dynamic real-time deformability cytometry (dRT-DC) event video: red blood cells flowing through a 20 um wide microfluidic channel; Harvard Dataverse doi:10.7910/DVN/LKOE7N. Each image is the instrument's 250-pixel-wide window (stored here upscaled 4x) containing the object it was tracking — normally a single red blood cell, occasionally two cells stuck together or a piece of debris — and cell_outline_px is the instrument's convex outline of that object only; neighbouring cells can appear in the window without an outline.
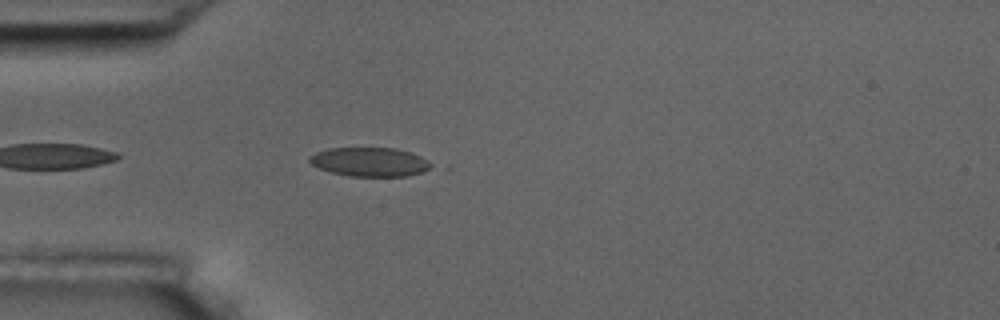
{"species": "common noctule bat (a hibernating species)", "species_latin": "Nyctalus noctula", "temperature_condition": "room temperature", "stored_images_in_passage": 3, "camera_frame_rate_fps": 3000, "um_per_image_px": 0.085, "animal": {"sex": "male", "body_mass_g": 17.5, "forearm_length_mm": 52.3}, "frame": {"image": 1, "passage_image": 3, "time_ms": 2.333, "image_size_px": [1000, 320], "cell_outline_px": [[432, 168], [424, 172], [408, 176], [348, 176], [332, 172], [320, 168], [312, 164], [308, 160], [308, 156], [316, 152], [328, 148], [396, 148], [420, 156], [428, 160], [432, 164]], "centroid_in_image_um": [31.45, 13.76], "position_along_channel_um": 53.6, "area_um2": 20.58}}